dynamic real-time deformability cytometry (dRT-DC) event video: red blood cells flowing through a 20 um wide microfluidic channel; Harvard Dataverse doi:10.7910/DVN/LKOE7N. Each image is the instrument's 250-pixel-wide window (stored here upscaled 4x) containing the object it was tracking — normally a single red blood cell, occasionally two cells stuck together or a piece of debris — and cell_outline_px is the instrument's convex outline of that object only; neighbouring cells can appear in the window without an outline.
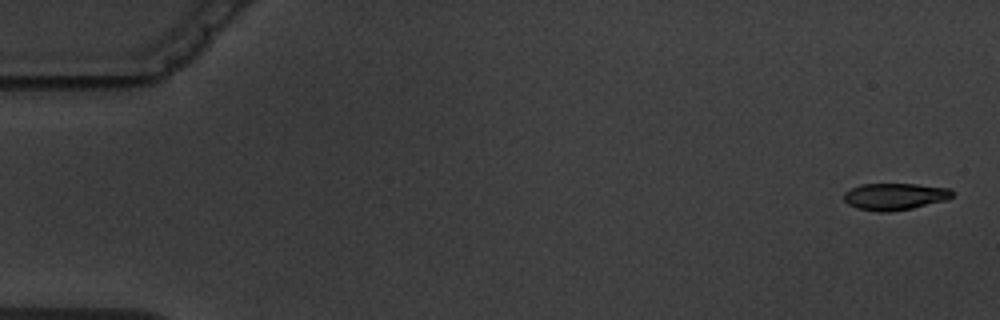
{"species": "common noctule bat (a hibernating species)", "species_latin": "Nyctalus noctula", "temperature_condition": "warm", "stored_images_in_passage": 5, "camera_frame_rate_fps": 3000, "um_per_image_px": 0.085, "animal": {"sex": "male", "body_mass_g": 19.5, "forearm_length_mm": 54.6}, "frame": {"image": 1, "passage_image": 1, "time_ms": 0.0, "image_size_px": [1000, 320], "cell_outline_px": [[956, 192], [948, 200], [912, 208], [888, 212], [876, 212], [856, 208], [848, 204], [844, 200], [844, 192], [860, 184], [916, 184], [952, 188]], "centroid_in_image_um": [76.1, 16.7], "position_along_channel_um": 8.9, "area_um2": 17.22}}
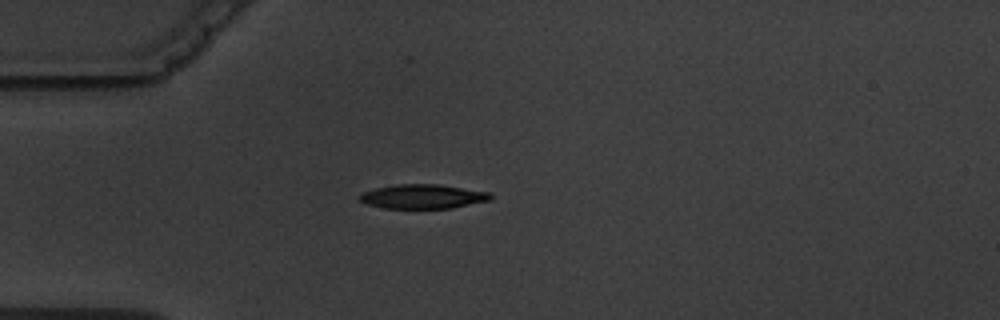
{"frame": {"image": 2, "passage_image": 5, "time_ms": 4.667, "image_size_px": [1000, 320], "cell_outline_px": [[492, 200], [452, 208], [384, 208], [364, 204], [360, 200], [360, 196], [364, 192], [376, 188], [396, 184], [440, 184], [488, 192], [492, 196]], "centroid_in_image_um": [35.95, 16.7], "position_along_channel_um": 49.0, "area_um2": 18.5}}